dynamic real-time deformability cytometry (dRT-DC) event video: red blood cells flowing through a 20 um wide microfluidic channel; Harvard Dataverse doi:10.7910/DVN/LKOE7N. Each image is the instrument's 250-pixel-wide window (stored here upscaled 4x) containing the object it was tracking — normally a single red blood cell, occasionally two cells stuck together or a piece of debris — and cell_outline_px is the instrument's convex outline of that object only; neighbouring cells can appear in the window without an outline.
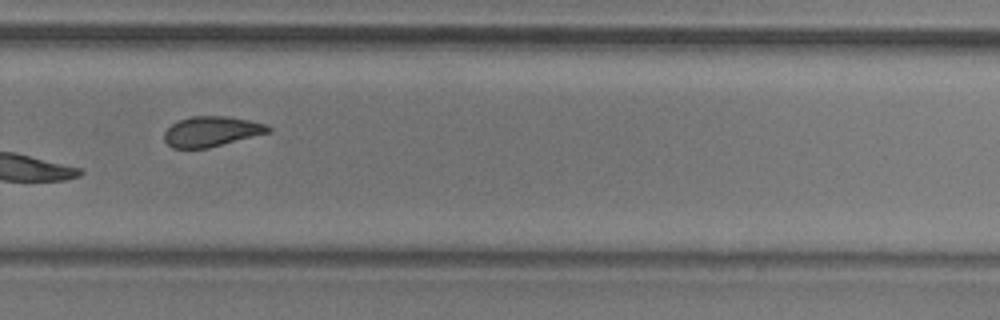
{"species": "common noctule bat (a hibernating species)", "species_latin": "Nyctalus noctula", "temperature_condition": "room temperature", "stored_images_in_passage": 11, "camera_frame_rate_fps": 3000, "um_per_image_px": 0.085, "animal": {"sex": "male", "body_mass_g": 20.5, "forearm_length_mm": 52.5}, "frame": {"image": 1, "passage_image": 7, "time_ms": 2.0, "image_size_px": [1000, 320], "cell_outline_px": [[272, 132], [208, 148], [172, 148], [164, 140], [164, 132], [172, 124], [180, 120], [192, 116], [224, 116], [248, 120], [264, 124], [272, 128]], "centroid_in_image_um": [17.98, 11.18], "position_along_channel_um": 311.8, "area_um2": 18.21}}